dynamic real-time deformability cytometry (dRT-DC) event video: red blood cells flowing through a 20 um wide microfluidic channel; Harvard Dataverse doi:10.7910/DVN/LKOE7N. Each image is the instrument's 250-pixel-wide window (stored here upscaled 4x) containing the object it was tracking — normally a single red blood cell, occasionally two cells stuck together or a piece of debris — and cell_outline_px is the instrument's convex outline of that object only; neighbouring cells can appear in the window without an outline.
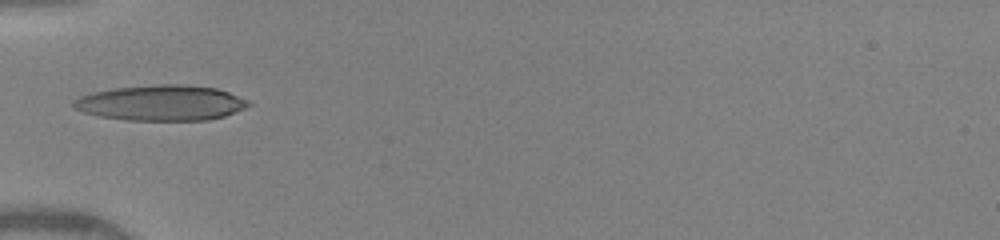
{"species": "human", "species_latin": "Homo sapiens", "temperature_condition": "warm", "stored_images_in_passage": 23, "camera_frame_rate_fps": 3000, "um_per_image_px": 0.085, "donor": {"sex": "female"}, "frame": {"image": 1, "passage_image": 1, "time_ms": 0.0, "image_size_px": [1000, 240], "cell_outline_px": [[252, 104], [244, 108], [224, 116], [208, 120], [128, 120], [100, 116], [84, 112], [72, 108], [72, 100], [80, 96], [92, 92], [112, 88], [160, 84], [184, 84], [216, 88], [228, 92], [248, 100]], "centroid_in_image_um": [13.67, 8.74], "position_along_channel_um": 71.3, "area_um2": 36.18}}
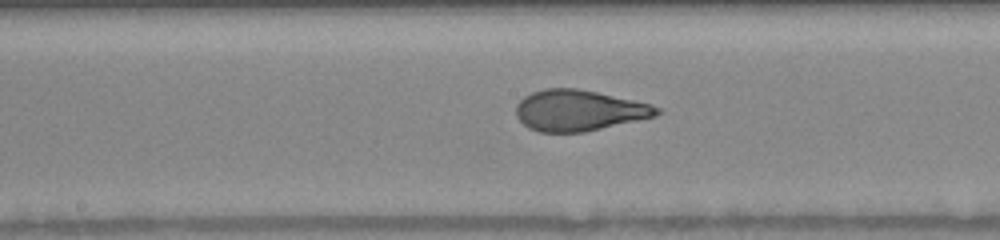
{"frame": {"image": 2, "passage_image": 12, "time_ms": 3.0, "image_size_px": [1000, 240], "cell_outline_px": [[664, 112], [656, 116], [584, 132], [540, 132], [528, 128], [516, 116], [516, 104], [524, 96], [532, 92], [544, 88], [576, 88], [596, 92], [652, 104], [660, 108]], "centroid_in_image_um": [49.21, 9.38], "position_along_channel_um": 199.0, "area_um2": 33.58}}
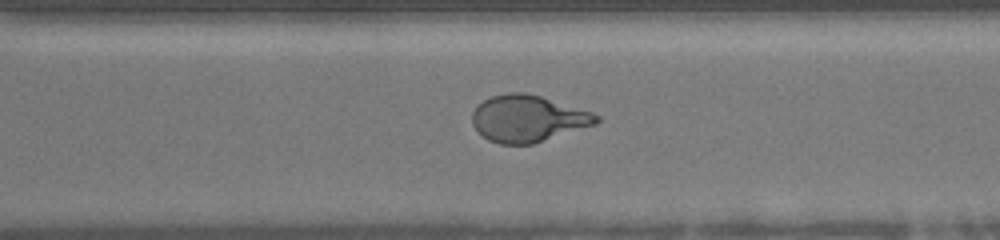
{"frame": {"image": 3, "passage_image": 22, "time_ms": 6.0, "image_size_px": [1000, 240], "cell_outline_px": [[600, 120], [596, 124], [532, 144], [500, 144], [488, 140], [472, 124], [472, 112], [484, 100], [492, 96], [508, 92], [524, 92], [540, 96], [592, 112], [600, 116]], "centroid_in_image_um": [44.87, 10.07], "position_along_channel_um": 325.7, "area_um2": 33.47}}